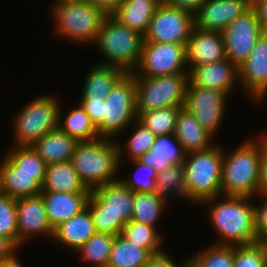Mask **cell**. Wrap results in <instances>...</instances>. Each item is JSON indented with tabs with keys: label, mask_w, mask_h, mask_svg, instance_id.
Segmentation results:
<instances>
[{
	"label": "cell",
	"mask_w": 267,
	"mask_h": 267,
	"mask_svg": "<svg viewBox=\"0 0 267 267\" xmlns=\"http://www.w3.org/2000/svg\"><path fill=\"white\" fill-rule=\"evenodd\" d=\"M216 145L185 156L184 183L187 189V200L190 202L211 205V202H217L216 200L221 198L224 150Z\"/></svg>",
	"instance_id": "6da1fadb"
},
{
	"label": "cell",
	"mask_w": 267,
	"mask_h": 267,
	"mask_svg": "<svg viewBox=\"0 0 267 267\" xmlns=\"http://www.w3.org/2000/svg\"><path fill=\"white\" fill-rule=\"evenodd\" d=\"M222 159L221 195L252 198L260 193V137L246 139Z\"/></svg>",
	"instance_id": "7a4b0ae2"
},
{
	"label": "cell",
	"mask_w": 267,
	"mask_h": 267,
	"mask_svg": "<svg viewBox=\"0 0 267 267\" xmlns=\"http://www.w3.org/2000/svg\"><path fill=\"white\" fill-rule=\"evenodd\" d=\"M133 199L134 192L120 180L92 189L86 207L96 232L120 235L133 216Z\"/></svg>",
	"instance_id": "3957f363"
},
{
	"label": "cell",
	"mask_w": 267,
	"mask_h": 267,
	"mask_svg": "<svg viewBox=\"0 0 267 267\" xmlns=\"http://www.w3.org/2000/svg\"><path fill=\"white\" fill-rule=\"evenodd\" d=\"M70 161L80 180L90 190L119 180L114 175L121 167L119 152L117 142L111 138L78 142Z\"/></svg>",
	"instance_id": "277c9868"
},
{
	"label": "cell",
	"mask_w": 267,
	"mask_h": 267,
	"mask_svg": "<svg viewBox=\"0 0 267 267\" xmlns=\"http://www.w3.org/2000/svg\"><path fill=\"white\" fill-rule=\"evenodd\" d=\"M210 206V220L220 234L216 244L247 245L256 242L254 205L248 197L226 196Z\"/></svg>",
	"instance_id": "5b68a950"
},
{
	"label": "cell",
	"mask_w": 267,
	"mask_h": 267,
	"mask_svg": "<svg viewBox=\"0 0 267 267\" xmlns=\"http://www.w3.org/2000/svg\"><path fill=\"white\" fill-rule=\"evenodd\" d=\"M144 36L129 29L113 15H106L94 45L107 59L101 64L134 72L140 62Z\"/></svg>",
	"instance_id": "8992f818"
},
{
	"label": "cell",
	"mask_w": 267,
	"mask_h": 267,
	"mask_svg": "<svg viewBox=\"0 0 267 267\" xmlns=\"http://www.w3.org/2000/svg\"><path fill=\"white\" fill-rule=\"evenodd\" d=\"M57 34L69 40L95 42L106 14L91 2L79 1L53 6Z\"/></svg>",
	"instance_id": "52a82bcc"
},
{
	"label": "cell",
	"mask_w": 267,
	"mask_h": 267,
	"mask_svg": "<svg viewBox=\"0 0 267 267\" xmlns=\"http://www.w3.org/2000/svg\"><path fill=\"white\" fill-rule=\"evenodd\" d=\"M59 102L49 94L35 98L22 108L13 120L15 146H32L46 133L58 129Z\"/></svg>",
	"instance_id": "ba28073f"
},
{
	"label": "cell",
	"mask_w": 267,
	"mask_h": 267,
	"mask_svg": "<svg viewBox=\"0 0 267 267\" xmlns=\"http://www.w3.org/2000/svg\"><path fill=\"white\" fill-rule=\"evenodd\" d=\"M134 77L136 81L137 112L184 106L189 73L158 77Z\"/></svg>",
	"instance_id": "9c48e42d"
},
{
	"label": "cell",
	"mask_w": 267,
	"mask_h": 267,
	"mask_svg": "<svg viewBox=\"0 0 267 267\" xmlns=\"http://www.w3.org/2000/svg\"><path fill=\"white\" fill-rule=\"evenodd\" d=\"M136 119V81L132 73H126L103 101V120L97 131L100 137L117 136Z\"/></svg>",
	"instance_id": "30bf717a"
},
{
	"label": "cell",
	"mask_w": 267,
	"mask_h": 267,
	"mask_svg": "<svg viewBox=\"0 0 267 267\" xmlns=\"http://www.w3.org/2000/svg\"><path fill=\"white\" fill-rule=\"evenodd\" d=\"M193 28V13L162 1L152 16L144 42L187 44Z\"/></svg>",
	"instance_id": "8fae6325"
},
{
	"label": "cell",
	"mask_w": 267,
	"mask_h": 267,
	"mask_svg": "<svg viewBox=\"0 0 267 267\" xmlns=\"http://www.w3.org/2000/svg\"><path fill=\"white\" fill-rule=\"evenodd\" d=\"M186 67V44L144 42L138 70L131 73L134 76L158 77L189 73Z\"/></svg>",
	"instance_id": "7c38bea8"
},
{
	"label": "cell",
	"mask_w": 267,
	"mask_h": 267,
	"mask_svg": "<svg viewBox=\"0 0 267 267\" xmlns=\"http://www.w3.org/2000/svg\"><path fill=\"white\" fill-rule=\"evenodd\" d=\"M263 32L257 12L251 6L222 31L227 59L239 67L249 57Z\"/></svg>",
	"instance_id": "4fadbf2b"
},
{
	"label": "cell",
	"mask_w": 267,
	"mask_h": 267,
	"mask_svg": "<svg viewBox=\"0 0 267 267\" xmlns=\"http://www.w3.org/2000/svg\"><path fill=\"white\" fill-rule=\"evenodd\" d=\"M227 96L221 91L193 86L188 82L183 107L195 116L205 130L215 136L225 113Z\"/></svg>",
	"instance_id": "5bb4252c"
},
{
	"label": "cell",
	"mask_w": 267,
	"mask_h": 267,
	"mask_svg": "<svg viewBox=\"0 0 267 267\" xmlns=\"http://www.w3.org/2000/svg\"><path fill=\"white\" fill-rule=\"evenodd\" d=\"M252 6V0H205L194 13V27L220 31Z\"/></svg>",
	"instance_id": "9a60e30c"
},
{
	"label": "cell",
	"mask_w": 267,
	"mask_h": 267,
	"mask_svg": "<svg viewBox=\"0 0 267 267\" xmlns=\"http://www.w3.org/2000/svg\"><path fill=\"white\" fill-rule=\"evenodd\" d=\"M239 82L254 100L267 95V32L258 38L249 57L238 67Z\"/></svg>",
	"instance_id": "2e32d148"
},
{
	"label": "cell",
	"mask_w": 267,
	"mask_h": 267,
	"mask_svg": "<svg viewBox=\"0 0 267 267\" xmlns=\"http://www.w3.org/2000/svg\"><path fill=\"white\" fill-rule=\"evenodd\" d=\"M19 247L29 239V235L52 238L53 229L48 221L47 211L41 194L16 199Z\"/></svg>",
	"instance_id": "e0dca14e"
},
{
	"label": "cell",
	"mask_w": 267,
	"mask_h": 267,
	"mask_svg": "<svg viewBox=\"0 0 267 267\" xmlns=\"http://www.w3.org/2000/svg\"><path fill=\"white\" fill-rule=\"evenodd\" d=\"M237 79V80H236ZM239 79L238 67L229 59L194 66L189 71V82L193 86L221 91L229 95Z\"/></svg>",
	"instance_id": "ac0fdd59"
},
{
	"label": "cell",
	"mask_w": 267,
	"mask_h": 267,
	"mask_svg": "<svg viewBox=\"0 0 267 267\" xmlns=\"http://www.w3.org/2000/svg\"><path fill=\"white\" fill-rule=\"evenodd\" d=\"M226 57L222 32L194 27L186 44L187 70L194 66L220 61Z\"/></svg>",
	"instance_id": "d6986e66"
},
{
	"label": "cell",
	"mask_w": 267,
	"mask_h": 267,
	"mask_svg": "<svg viewBox=\"0 0 267 267\" xmlns=\"http://www.w3.org/2000/svg\"><path fill=\"white\" fill-rule=\"evenodd\" d=\"M44 179L45 173L18 171V167L7 156L0 164V193L12 198L39 195Z\"/></svg>",
	"instance_id": "ffe728a7"
},
{
	"label": "cell",
	"mask_w": 267,
	"mask_h": 267,
	"mask_svg": "<svg viewBox=\"0 0 267 267\" xmlns=\"http://www.w3.org/2000/svg\"><path fill=\"white\" fill-rule=\"evenodd\" d=\"M48 221L54 230L58 225L86 208L90 193L42 191Z\"/></svg>",
	"instance_id": "44dd1931"
},
{
	"label": "cell",
	"mask_w": 267,
	"mask_h": 267,
	"mask_svg": "<svg viewBox=\"0 0 267 267\" xmlns=\"http://www.w3.org/2000/svg\"><path fill=\"white\" fill-rule=\"evenodd\" d=\"M95 233L96 229L91 213L86 207L80 213L58 225L53 230L51 241L54 240V242L77 252Z\"/></svg>",
	"instance_id": "7402d4cb"
},
{
	"label": "cell",
	"mask_w": 267,
	"mask_h": 267,
	"mask_svg": "<svg viewBox=\"0 0 267 267\" xmlns=\"http://www.w3.org/2000/svg\"><path fill=\"white\" fill-rule=\"evenodd\" d=\"M174 135L186 154L206 150L213 144V135L205 130L195 116L182 107L176 118Z\"/></svg>",
	"instance_id": "603a6c76"
},
{
	"label": "cell",
	"mask_w": 267,
	"mask_h": 267,
	"mask_svg": "<svg viewBox=\"0 0 267 267\" xmlns=\"http://www.w3.org/2000/svg\"><path fill=\"white\" fill-rule=\"evenodd\" d=\"M186 153L174 134L156 136L154 144L138 160L160 172L172 164L183 163Z\"/></svg>",
	"instance_id": "cb8c5ba5"
},
{
	"label": "cell",
	"mask_w": 267,
	"mask_h": 267,
	"mask_svg": "<svg viewBox=\"0 0 267 267\" xmlns=\"http://www.w3.org/2000/svg\"><path fill=\"white\" fill-rule=\"evenodd\" d=\"M42 191L59 193H91L80 180L71 161L48 164Z\"/></svg>",
	"instance_id": "d4e9b609"
},
{
	"label": "cell",
	"mask_w": 267,
	"mask_h": 267,
	"mask_svg": "<svg viewBox=\"0 0 267 267\" xmlns=\"http://www.w3.org/2000/svg\"><path fill=\"white\" fill-rule=\"evenodd\" d=\"M78 141L59 128L46 133L32 147L48 165L70 161Z\"/></svg>",
	"instance_id": "484cf974"
},
{
	"label": "cell",
	"mask_w": 267,
	"mask_h": 267,
	"mask_svg": "<svg viewBox=\"0 0 267 267\" xmlns=\"http://www.w3.org/2000/svg\"><path fill=\"white\" fill-rule=\"evenodd\" d=\"M161 2L162 0H123L112 15L129 29L144 36Z\"/></svg>",
	"instance_id": "4316f807"
},
{
	"label": "cell",
	"mask_w": 267,
	"mask_h": 267,
	"mask_svg": "<svg viewBox=\"0 0 267 267\" xmlns=\"http://www.w3.org/2000/svg\"><path fill=\"white\" fill-rule=\"evenodd\" d=\"M127 72L117 66L97 63L88 71L82 96L106 98L111 89Z\"/></svg>",
	"instance_id": "83f0119b"
},
{
	"label": "cell",
	"mask_w": 267,
	"mask_h": 267,
	"mask_svg": "<svg viewBox=\"0 0 267 267\" xmlns=\"http://www.w3.org/2000/svg\"><path fill=\"white\" fill-rule=\"evenodd\" d=\"M152 254L121 235H116L106 267H142Z\"/></svg>",
	"instance_id": "f1b7e54d"
},
{
	"label": "cell",
	"mask_w": 267,
	"mask_h": 267,
	"mask_svg": "<svg viewBox=\"0 0 267 267\" xmlns=\"http://www.w3.org/2000/svg\"><path fill=\"white\" fill-rule=\"evenodd\" d=\"M77 107L78 108L70 111L64 122L61 121L63 117L60 116L62 111L59 107L58 128L78 142L92 141L99 138L100 135L97 131V127L92 122L89 115L80 104Z\"/></svg>",
	"instance_id": "f546056e"
},
{
	"label": "cell",
	"mask_w": 267,
	"mask_h": 267,
	"mask_svg": "<svg viewBox=\"0 0 267 267\" xmlns=\"http://www.w3.org/2000/svg\"><path fill=\"white\" fill-rule=\"evenodd\" d=\"M165 205L155 192H134L131 220L155 227Z\"/></svg>",
	"instance_id": "4dcf8cb0"
},
{
	"label": "cell",
	"mask_w": 267,
	"mask_h": 267,
	"mask_svg": "<svg viewBox=\"0 0 267 267\" xmlns=\"http://www.w3.org/2000/svg\"><path fill=\"white\" fill-rule=\"evenodd\" d=\"M182 107L172 106L148 112H137V120L156 136L174 134L177 114Z\"/></svg>",
	"instance_id": "1f68e13d"
},
{
	"label": "cell",
	"mask_w": 267,
	"mask_h": 267,
	"mask_svg": "<svg viewBox=\"0 0 267 267\" xmlns=\"http://www.w3.org/2000/svg\"><path fill=\"white\" fill-rule=\"evenodd\" d=\"M156 227L130 220L122 229L121 236L139 247L147 249L152 255L163 252L161 235Z\"/></svg>",
	"instance_id": "d6a6232c"
},
{
	"label": "cell",
	"mask_w": 267,
	"mask_h": 267,
	"mask_svg": "<svg viewBox=\"0 0 267 267\" xmlns=\"http://www.w3.org/2000/svg\"><path fill=\"white\" fill-rule=\"evenodd\" d=\"M116 235L96 232L77 251L84 261L91 262L93 267H106Z\"/></svg>",
	"instance_id": "836d02e7"
},
{
	"label": "cell",
	"mask_w": 267,
	"mask_h": 267,
	"mask_svg": "<svg viewBox=\"0 0 267 267\" xmlns=\"http://www.w3.org/2000/svg\"><path fill=\"white\" fill-rule=\"evenodd\" d=\"M155 194L166 203V198L170 192L178 196L187 198V189L184 183L183 163L172 164L165 170L157 173L155 180Z\"/></svg>",
	"instance_id": "e575fe53"
},
{
	"label": "cell",
	"mask_w": 267,
	"mask_h": 267,
	"mask_svg": "<svg viewBox=\"0 0 267 267\" xmlns=\"http://www.w3.org/2000/svg\"><path fill=\"white\" fill-rule=\"evenodd\" d=\"M235 245L214 244L187 260V267H232Z\"/></svg>",
	"instance_id": "d590c367"
},
{
	"label": "cell",
	"mask_w": 267,
	"mask_h": 267,
	"mask_svg": "<svg viewBox=\"0 0 267 267\" xmlns=\"http://www.w3.org/2000/svg\"><path fill=\"white\" fill-rule=\"evenodd\" d=\"M134 123H136L135 130L129 137L126 145L122 146V148L117 142L120 164L124 151L128 153L127 157H130L131 160L139 159L155 142L156 135L149 128L144 126L137 119L134 121Z\"/></svg>",
	"instance_id": "8d00e7d4"
},
{
	"label": "cell",
	"mask_w": 267,
	"mask_h": 267,
	"mask_svg": "<svg viewBox=\"0 0 267 267\" xmlns=\"http://www.w3.org/2000/svg\"><path fill=\"white\" fill-rule=\"evenodd\" d=\"M0 236L8 238L19 249L16 198L0 193Z\"/></svg>",
	"instance_id": "74e56055"
},
{
	"label": "cell",
	"mask_w": 267,
	"mask_h": 267,
	"mask_svg": "<svg viewBox=\"0 0 267 267\" xmlns=\"http://www.w3.org/2000/svg\"><path fill=\"white\" fill-rule=\"evenodd\" d=\"M6 156L18 167V171L27 173H45L47 164L32 146H14Z\"/></svg>",
	"instance_id": "f35d334b"
},
{
	"label": "cell",
	"mask_w": 267,
	"mask_h": 267,
	"mask_svg": "<svg viewBox=\"0 0 267 267\" xmlns=\"http://www.w3.org/2000/svg\"><path fill=\"white\" fill-rule=\"evenodd\" d=\"M232 267H267V250L262 242L235 245Z\"/></svg>",
	"instance_id": "ab89813d"
},
{
	"label": "cell",
	"mask_w": 267,
	"mask_h": 267,
	"mask_svg": "<svg viewBox=\"0 0 267 267\" xmlns=\"http://www.w3.org/2000/svg\"><path fill=\"white\" fill-rule=\"evenodd\" d=\"M131 162H133L132 164L137 167L135 173L136 175L126 179L122 178V180L119 178V180L133 192H154L155 180L157 178L156 170L146 166L138 159L131 160Z\"/></svg>",
	"instance_id": "60d3db41"
},
{
	"label": "cell",
	"mask_w": 267,
	"mask_h": 267,
	"mask_svg": "<svg viewBox=\"0 0 267 267\" xmlns=\"http://www.w3.org/2000/svg\"><path fill=\"white\" fill-rule=\"evenodd\" d=\"M265 201L254 206L256 242H263L267 238V194L259 193Z\"/></svg>",
	"instance_id": "b9f144b4"
},
{
	"label": "cell",
	"mask_w": 267,
	"mask_h": 267,
	"mask_svg": "<svg viewBox=\"0 0 267 267\" xmlns=\"http://www.w3.org/2000/svg\"><path fill=\"white\" fill-rule=\"evenodd\" d=\"M81 100L80 105L97 127L103 120V101H105V98L82 96Z\"/></svg>",
	"instance_id": "7bdbcfd3"
},
{
	"label": "cell",
	"mask_w": 267,
	"mask_h": 267,
	"mask_svg": "<svg viewBox=\"0 0 267 267\" xmlns=\"http://www.w3.org/2000/svg\"><path fill=\"white\" fill-rule=\"evenodd\" d=\"M260 193L267 194V135L260 137Z\"/></svg>",
	"instance_id": "ee69618b"
},
{
	"label": "cell",
	"mask_w": 267,
	"mask_h": 267,
	"mask_svg": "<svg viewBox=\"0 0 267 267\" xmlns=\"http://www.w3.org/2000/svg\"><path fill=\"white\" fill-rule=\"evenodd\" d=\"M164 251L152 255L142 267H178L174 261ZM182 267H187V261Z\"/></svg>",
	"instance_id": "f6af8a7d"
},
{
	"label": "cell",
	"mask_w": 267,
	"mask_h": 267,
	"mask_svg": "<svg viewBox=\"0 0 267 267\" xmlns=\"http://www.w3.org/2000/svg\"><path fill=\"white\" fill-rule=\"evenodd\" d=\"M164 3L195 13L205 0H162Z\"/></svg>",
	"instance_id": "bcb514c9"
},
{
	"label": "cell",
	"mask_w": 267,
	"mask_h": 267,
	"mask_svg": "<svg viewBox=\"0 0 267 267\" xmlns=\"http://www.w3.org/2000/svg\"><path fill=\"white\" fill-rule=\"evenodd\" d=\"M94 6L101 9L106 15H112L123 0H88Z\"/></svg>",
	"instance_id": "7dc6e473"
},
{
	"label": "cell",
	"mask_w": 267,
	"mask_h": 267,
	"mask_svg": "<svg viewBox=\"0 0 267 267\" xmlns=\"http://www.w3.org/2000/svg\"><path fill=\"white\" fill-rule=\"evenodd\" d=\"M252 6L257 12L263 31L267 32V0H252Z\"/></svg>",
	"instance_id": "c3c4849f"
},
{
	"label": "cell",
	"mask_w": 267,
	"mask_h": 267,
	"mask_svg": "<svg viewBox=\"0 0 267 267\" xmlns=\"http://www.w3.org/2000/svg\"><path fill=\"white\" fill-rule=\"evenodd\" d=\"M17 247L6 237L0 236V261L10 258L16 253Z\"/></svg>",
	"instance_id": "681fc988"
},
{
	"label": "cell",
	"mask_w": 267,
	"mask_h": 267,
	"mask_svg": "<svg viewBox=\"0 0 267 267\" xmlns=\"http://www.w3.org/2000/svg\"><path fill=\"white\" fill-rule=\"evenodd\" d=\"M0 267H24L19 262L17 255L14 253L10 258L0 261Z\"/></svg>",
	"instance_id": "f907efd6"
},
{
	"label": "cell",
	"mask_w": 267,
	"mask_h": 267,
	"mask_svg": "<svg viewBox=\"0 0 267 267\" xmlns=\"http://www.w3.org/2000/svg\"><path fill=\"white\" fill-rule=\"evenodd\" d=\"M56 4H63V3H71V2H79V1H87V0H56Z\"/></svg>",
	"instance_id": "816d5d0a"
},
{
	"label": "cell",
	"mask_w": 267,
	"mask_h": 267,
	"mask_svg": "<svg viewBox=\"0 0 267 267\" xmlns=\"http://www.w3.org/2000/svg\"><path fill=\"white\" fill-rule=\"evenodd\" d=\"M262 243L265 245L266 250H267V238Z\"/></svg>",
	"instance_id": "f5cc1de1"
}]
</instances>
